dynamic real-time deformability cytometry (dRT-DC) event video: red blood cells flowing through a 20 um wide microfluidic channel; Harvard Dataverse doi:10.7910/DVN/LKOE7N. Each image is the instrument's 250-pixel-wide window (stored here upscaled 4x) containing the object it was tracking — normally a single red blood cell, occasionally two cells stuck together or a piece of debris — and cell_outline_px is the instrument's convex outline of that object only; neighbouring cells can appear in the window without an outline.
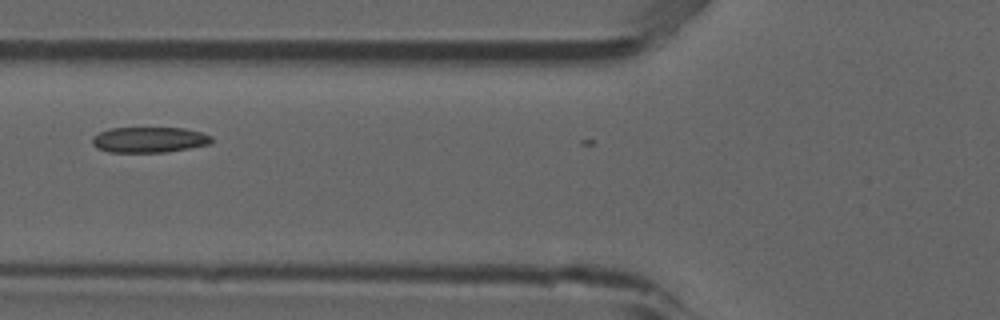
{"species": "common noctule bat (a hibernating species)", "species_latin": "Nyctalus noctula", "temperature_condition": "room temperature", "stored_images_in_passage": 6, "camera_frame_rate_fps": 3000, "um_per_image_px": 0.085, "animal": {"sex": "male", "forearm_length_mm": 52.5}, "frame": {"image": 1, "passage_image": 5, "time_ms": 1.333, "image_size_px": [1000, 320], "cell_outline_px": [[212, 140], [208, 144], [168, 152], [108, 152], [96, 148], [92, 144], [92, 136], [100, 132], [112, 128], [184, 128], [200, 132], [212, 136]], "centroid_in_image_um": [12.64, 11.88], "position_along_channel_um": 113.2, "area_um2": 17.74}}